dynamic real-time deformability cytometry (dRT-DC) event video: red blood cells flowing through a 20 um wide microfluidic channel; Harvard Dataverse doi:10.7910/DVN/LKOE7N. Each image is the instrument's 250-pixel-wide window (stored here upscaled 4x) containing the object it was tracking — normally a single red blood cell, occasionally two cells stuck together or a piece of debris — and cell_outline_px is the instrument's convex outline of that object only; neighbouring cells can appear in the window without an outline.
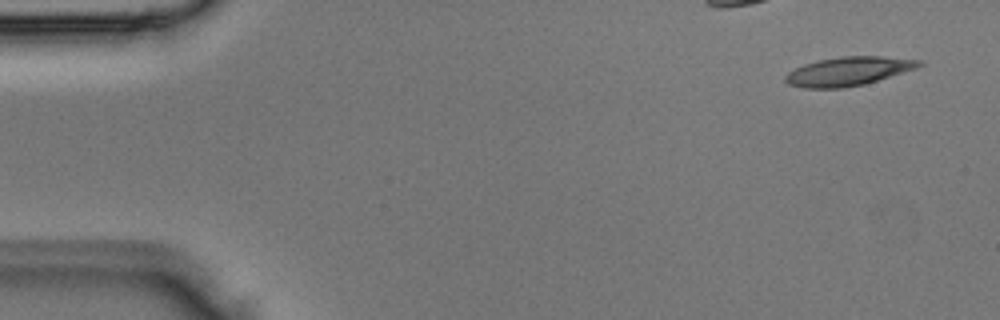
{"species": "Egyptian fruit bat (a non-hibernating species)", "species_latin": "Rousettus aegyptiacus", "temperature_condition": "room temperature", "stored_images_in_passage": 4, "camera_frame_rate_fps": 3000, "um_per_image_px": 0.085, "animal": {"sex": "male"}, "frame": {"image": 1, "passage_image": 1, "time_ms": 0.0, "image_size_px": [1000, 320], "cell_outline_px": [[924, 64], [916, 68], [864, 84], [844, 88], [804, 88], [788, 84], [784, 80], [784, 76], [788, 72], [804, 64], [820, 60], [840, 56], [884, 56], [920, 60]], "centroid_in_image_um": [72.08, 6.06], "position_along_channel_um": 12.9, "area_um2": 22.31}}
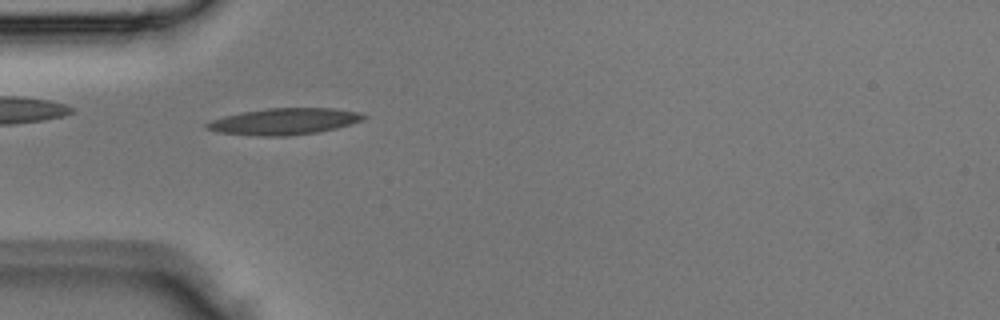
{"frame": {"image": 2, "passage_image": 4, "time_ms": 1.0, "image_size_px": [1000, 320], "cell_outline_px": [[368, 116], [364, 120], [352, 124], [320, 132], [288, 136], [256, 136], [220, 132], [204, 128], [204, 124], [212, 120], [224, 116], [240, 112], [268, 108], [332, 108], [360, 112]], "centroid_in_image_um": [24.19, 10.32], "position_along_channel_um": 60.8, "area_um2": 24.39}}